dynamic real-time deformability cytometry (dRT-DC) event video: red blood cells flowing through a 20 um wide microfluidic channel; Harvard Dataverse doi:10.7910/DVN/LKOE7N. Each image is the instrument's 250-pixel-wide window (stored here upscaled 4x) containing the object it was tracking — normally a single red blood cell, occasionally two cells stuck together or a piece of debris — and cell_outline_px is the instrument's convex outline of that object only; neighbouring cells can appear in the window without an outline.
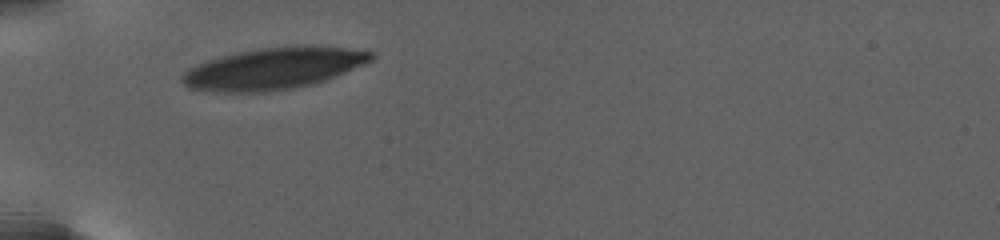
{"species": "human", "species_latin": "Homo sapiens", "temperature_condition": "warm", "stored_images_in_passage": 2, "camera_frame_rate_fps": 3000, "um_per_image_px": 0.085, "donor": {"sex": "female"}, "frame": {"image": 1, "passage_image": 1, "time_ms": 0.0, "image_size_px": [1000, 240], "cell_outline_px": [[376, 56], [372, 60], [364, 64], [336, 76], [312, 84], [292, 88], [268, 92], [212, 92], [188, 88], [180, 80], [180, 76], [188, 68], [196, 64], [208, 60], [240, 52], [260, 48], [304, 44], [344, 48], [376, 52]], "centroid_in_image_um": [23.24, 5.82], "position_along_channel_um": 61.8, "area_um2": 46.01}}